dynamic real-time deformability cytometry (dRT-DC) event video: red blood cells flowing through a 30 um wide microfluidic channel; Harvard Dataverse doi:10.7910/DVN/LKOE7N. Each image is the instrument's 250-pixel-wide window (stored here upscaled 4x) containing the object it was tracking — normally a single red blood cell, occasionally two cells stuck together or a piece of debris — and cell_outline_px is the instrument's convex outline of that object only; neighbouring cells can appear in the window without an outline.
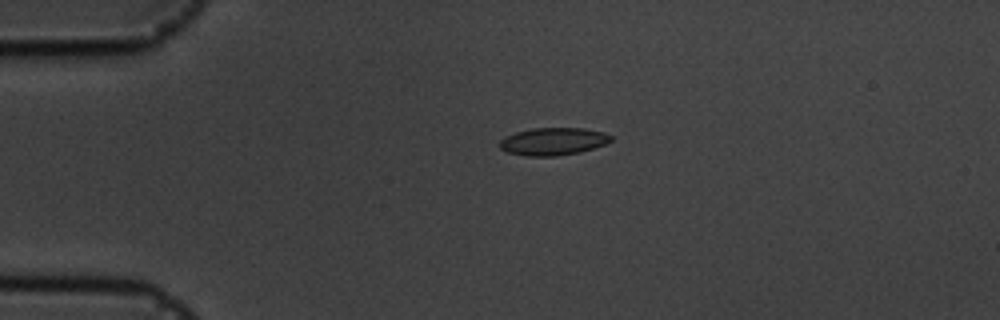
{"species": "common noctule bat (a hibernating species)", "species_latin": "Nyctalus noctula", "temperature_condition": "cold", "stored_images_in_passage": 44, "camera_frame_rate_fps": 3000, "um_per_image_px": 0.085, "animal": {"sex": "male", "body_mass_g": 19.5, "forearm_length_mm": 54.6}, "frame": {"image": 1, "passage_image": 1, "time_ms": 0.0, "image_size_px": [1000, 320], "cell_outline_px": [[612, 140], [604, 144], [580, 152], [556, 156], [524, 156], [508, 152], [500, 148], [500, 140], [504, 136], [516, 132], [532, 128], [584, 128], [604, 132], [612, 136]], "centroid_in_image_um": [47.0, 12.02], "position_along_channel_um": 38.0, "area_um2": 17.86}}
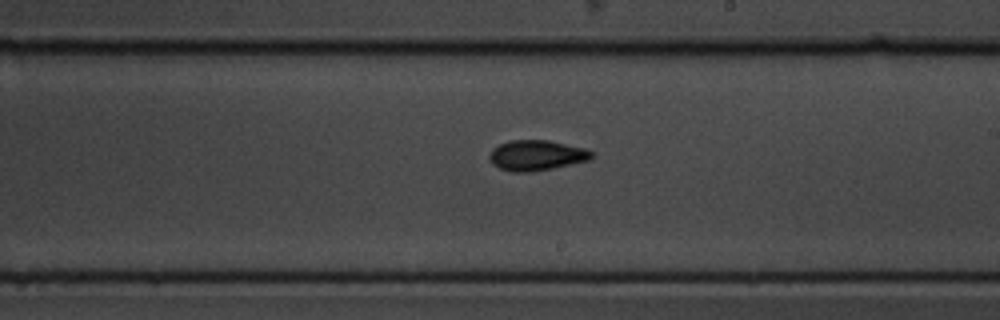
{"frame": {"image": 2, "passage_image": 21, "time_ms": 6.667, "image_size_px": [1000, 320], "cell_outline_px": [[592, 156], [588, 160], [552, 168], [532, 172], [512, 172], [500, 168], [492, 164], [488, 156], [492, 148], [508, 140], [548, 140], [584, 148], [592, 152]], "centroid_in_image_um": [45.54, 13.2], "position_along_channel_um": 243.5, "area_um2": 17.98}}
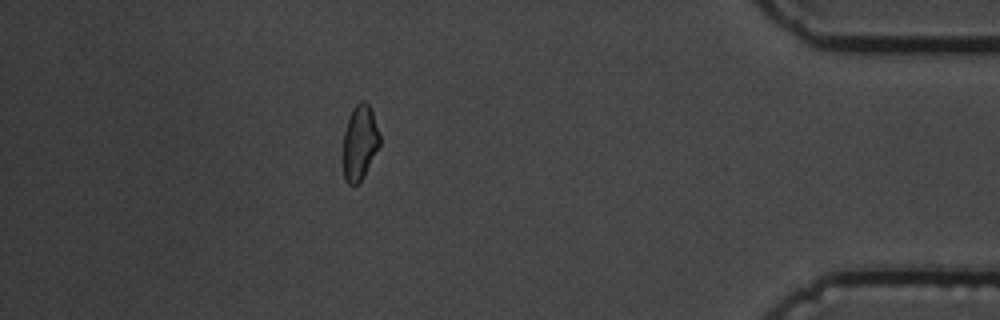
{"frame": {"image": 3, "passage_image": 38, "time_ms": 12.333, "image_size_px": [1000, 320], "cell_outline_px": [[380, 144], [360, 180], [352, 188], [344, 180], [344, 132], [348, 116], [352, 108], [360, 100], [364, 100], [372, 108], [380, 136]], "centroid_in_image_um": [30.57, 12.06], "position_along_channel_um": 404.6, "area_um2": 15.9}, "authors_computed_cell_mechanics": {"area_um2": 16.8198, "velocity_mm_per_s": 3.6002, "shape_relaxation_time_tau1_ms": 3.4946, "shape_relaxation_time_tau2_ms": 10.8949, "deformation_change_tau1": 0.083, "deformation_change_tau2": 0.1463}}